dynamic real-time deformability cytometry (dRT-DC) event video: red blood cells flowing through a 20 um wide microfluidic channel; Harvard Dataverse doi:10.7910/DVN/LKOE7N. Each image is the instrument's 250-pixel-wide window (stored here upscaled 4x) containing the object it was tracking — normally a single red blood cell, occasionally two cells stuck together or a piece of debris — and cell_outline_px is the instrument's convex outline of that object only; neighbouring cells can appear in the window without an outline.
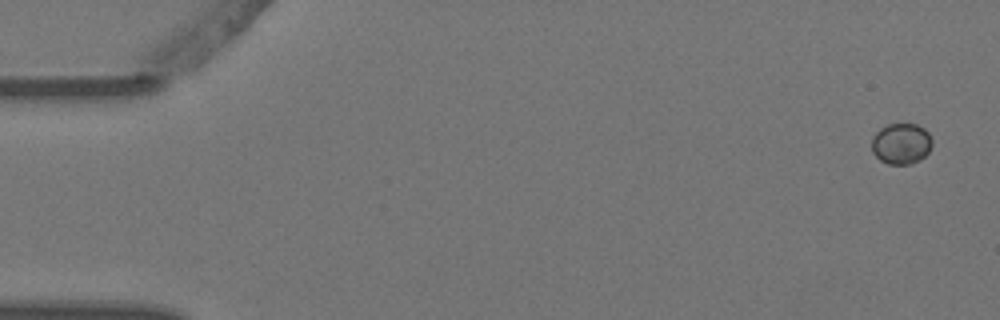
{"species": "Egyptian fruit bat (a non-hibernating species)", "species_latin": "Rousettus aegyptiacus", "temperature_condition": "warm", "stored_images_in_passage": 4, "camera_frame_rate_fps": 3000, "um_per_image_px": 0.085, "animal": {"sex": "female"}, "frame": {"image": 1, "passage_image": 1, "time_ms": 0.0, "image_size_px": [1000, 320], "cell_outline_px": [[932, 144], [928, 152], [920, 160], [912, 164], [888, 164], [880, 160], [872, 152], [872, 136], [880, 128], [888, 124], [916, 124], [924, 128], [928, 132], [932, 140]], "centroid_in_image_um": [76.6, 12.21], "position_along_channel_um": 8.4, "area_um2": 14.51}}
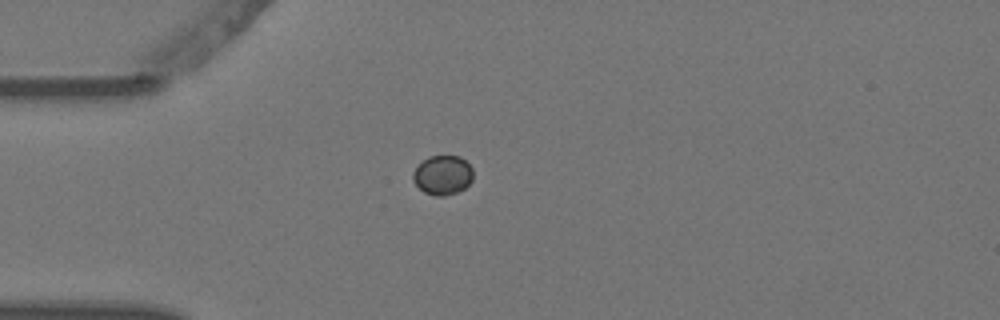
{"frame": {"image": 2, "passage_image": 4, "time_ms": 1.0, "image_size_px": [1000, 320], "cell_outline_px": [[472, 180], [464, 188], [456, 192], [444, 196], [436, 196], [424, 192], [412, 180], [412, 172], [428, 156], [460, 156], [472, 168]], "centroid_in_image_um": [37.61, 14.88], "position_along_channel_um": 47.4, "area_um2": 13.64}}